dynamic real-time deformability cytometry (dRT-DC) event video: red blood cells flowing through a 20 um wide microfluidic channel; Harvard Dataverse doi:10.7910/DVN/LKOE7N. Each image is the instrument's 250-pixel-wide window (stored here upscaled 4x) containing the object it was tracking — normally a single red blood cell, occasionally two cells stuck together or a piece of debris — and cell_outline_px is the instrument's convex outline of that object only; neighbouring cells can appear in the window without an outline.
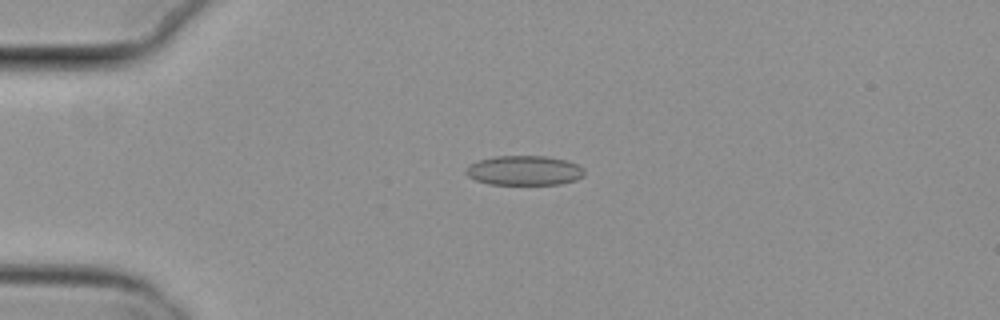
{"species": "common noctule bat (a hibernating species)", "species_latin": "Nyctalus noctula", "temperature_condition": "cold", "stored_images_in_passage": 3, "camera_frame_rate_fps": 3000, "um_per_image_px": 0.085, "animal": {"sex": "female", "body_mass_g": 29.2, "forearm_length_mm": 56.3}, "frame": {"image": 1, "passage_image": 2, "time_ms": 0.333, "image_size_px": [1000, 320], "cell_outline_px": [[584, 176], [576, 180], [560, 184], [488, 184], [476, 180], [468, 176], [464, 172], [464, 168], [468, 164], [476, 160], [496, 156], [548, 156], [564, 160], [576, 164], [584, 168]], "centroid_in_image_um": [44.52, 14.49], "position_along_channel_um": 40.5, "area_um2": 20.63}}